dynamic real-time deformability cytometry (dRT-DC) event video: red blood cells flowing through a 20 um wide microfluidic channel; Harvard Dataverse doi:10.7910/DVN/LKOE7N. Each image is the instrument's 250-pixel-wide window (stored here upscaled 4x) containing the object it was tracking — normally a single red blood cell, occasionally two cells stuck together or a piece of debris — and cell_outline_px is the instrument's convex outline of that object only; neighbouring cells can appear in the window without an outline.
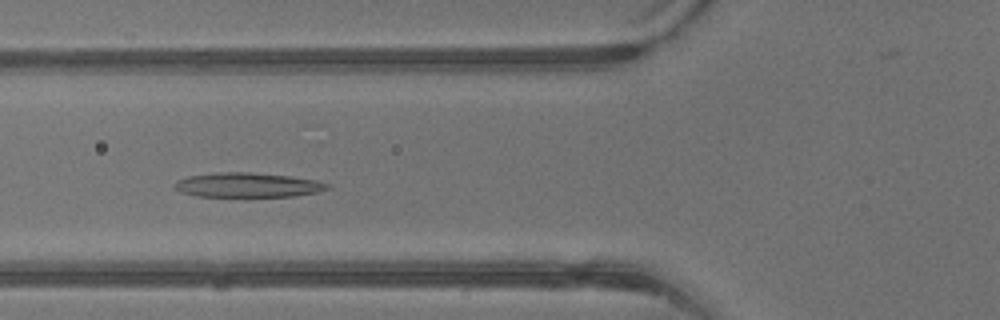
{"species": "common noctule bat (a hibernating species)", "species_latin": "Nyctalus noctula", "temperature_condition": "warm", "stored_images_in_passage": 34, "camera_frame_rate_fps": 3000, "um_per_image_px": 0.085, "animal": {"sex": "male", "body_mass_g": 13.3}, "frame": {"image": 1, "passage_image": 11, "time_ms": 3.333, "image_size_px": [1000, 320], "cell_outline_px": [[332, 188], [320, 192], [296, 196], [244, 200], [196, 196], [180, 192], [172, 188], [172, 184], [176, 180], [188, 176], [220, 172], [248, 172], [288, 176], [316, 180], [332, 184]], "centroid_in_image_um": [21.05, 15.79], "position_along_channel_um": 104.8, "area_um2": 23.52}}
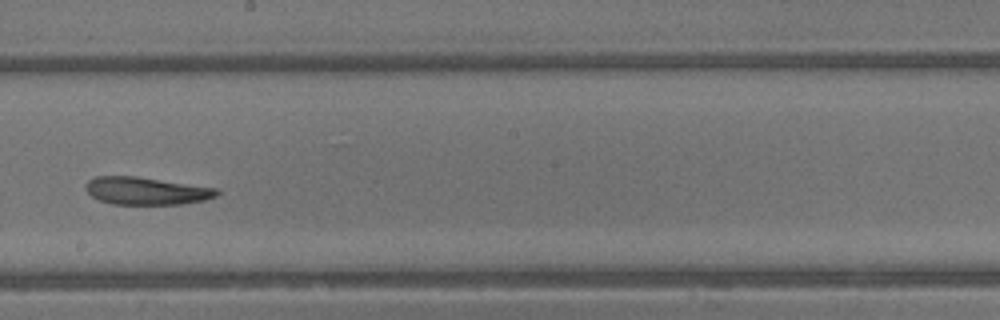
{"frame": {"image": 2, "passage_image": 19, "time_ms": 6.0, "image_size_px": [1000, 320], "cell_outline_px": [[220, 192], [216, 196], [204, 200], [180, 204], [112, 204], [100, 200], [92, 196], [88, 192], [88, 180], [96, 176], [136, 176], [216, 188]], "centroid_in_image_um": [12.45, 16.22], "position_along_channel_um": 235.8, "area_um2": 20.75}}
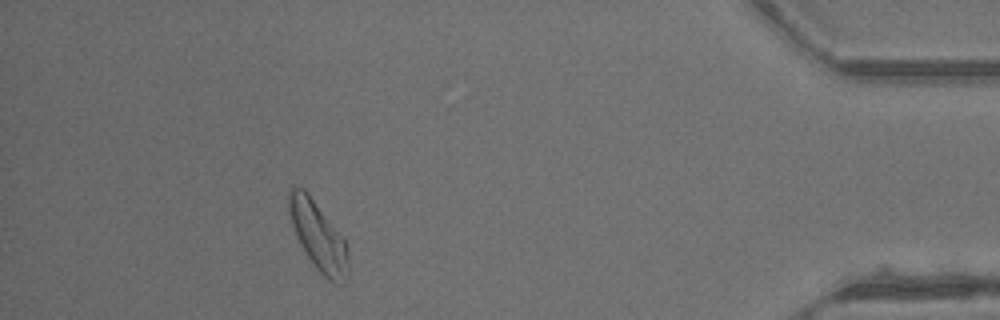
{"frame": {"image": 3, "passage_image": 33, "time_ms": 10.667, "image_size_px": [1000, 320], "cell_outline_px": [[348, 276], [344, 284], [332, 284], [312, 264], [300, 244], [296, 236], [288, 212], [288, 188], [292, 184], [304, 188], [308, 192], [344, 236], [348, 248]], "centroid_in_image_um": [27.06, 20.05], "position_along_channel_um": 408.1, "area_um2": 24.57}}